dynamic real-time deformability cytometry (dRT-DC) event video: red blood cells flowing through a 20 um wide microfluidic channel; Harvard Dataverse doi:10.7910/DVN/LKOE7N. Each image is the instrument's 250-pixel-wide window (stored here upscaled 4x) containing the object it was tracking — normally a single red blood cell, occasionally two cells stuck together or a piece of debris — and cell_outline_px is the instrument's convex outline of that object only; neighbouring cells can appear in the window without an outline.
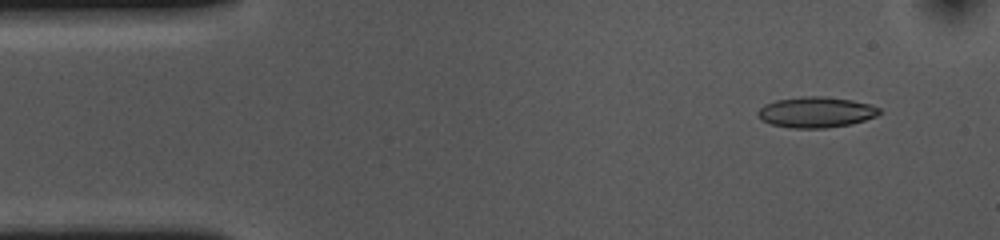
{"species": "common noctule bat (a hibernating species)", "species_latin": "Nyctalus noctula", "temperature_condition": "cold", "stored_images_in_passage": 53, "camera_frame_rate_fps": 3000, "um_per_image_px": 0.085, "animal": {"sex": "female", "body_mass_g": 10.0, "forearm_length_mm": 53.1}, "frame": {"image": 1, "passage_image": 4, "time_ms": 1.0, "image_size_px": [1000, 240], "cell_outline_px": [[880, 112], [876, 116], [852, 124], [824, 128], [792, 128], [772, 124], [756, 116], [756, 112], [764, 104], [776, 100], [804, 96], [824, 96], [852, 100], [872, 104], [880, 108]], "centroid_in_image_um": [69.37, 9.53], "position_along_channel_um": 15.6, "area_um2": 21.79}}
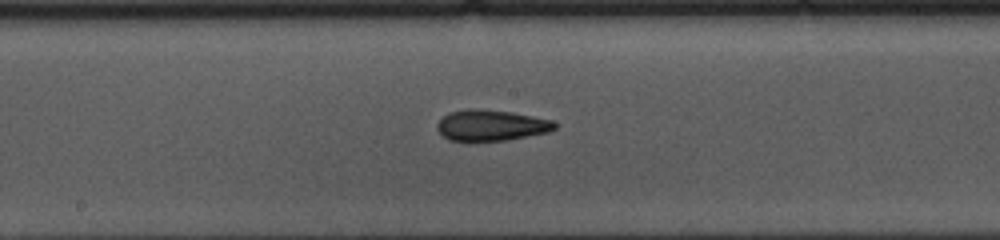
{"frame": {"image": 2, "passage_image": 26, "time_ms": 8.333, "image_size_px": [1000, 240], "cell_outline_px": [[556, 128], [548, 132], [504, 140], [448, 140], [436, 128], [436, 124], [444, 116], [452, 112], [468, 108], [476, 108], [512, 112], [552, 120], [556, 124]], "centroid_in_image_um": [41.74, 10.64], "position_along_channel_um": 206.5, "area_um2": 20.87}}
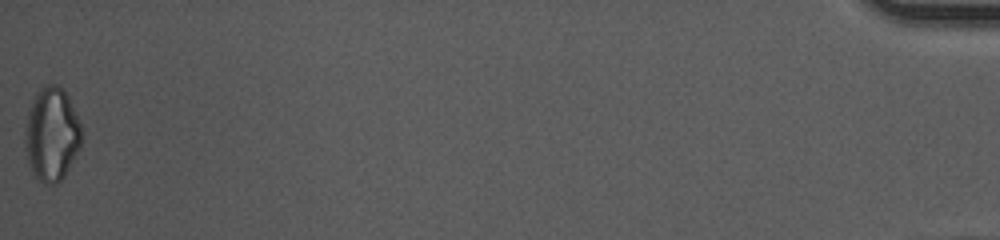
{"frame": {"image": 3, "passage_image": 53, "time_ms": 17.333, "image_size_px": [1000, 240], "cell_outline_px": [[84, 132], [80, 148], [64, 176], [56, 184], [44, 184], [36, 176], [28, 164], [24, 148], [24, 132], [28, 112], [36, 92], [48, 84], [56, 84], [68, 96]], "centroid_in_image_um": [4.4, 11.43], "position_along_channel_um": 430.8, "area_um2": 30.98}, "authors_computed_cell_mechanics": {"area_um2": 21.6172, "velocity_mm_per_s": 3.6595, "shape_relaxation_time_tau1_ms": 6.4025, "shape_relaxation_time_tau2_ms": 5.5487, "deformation_change_tau1": 0.1381, "deformation_change_tau2": 0.1457}}